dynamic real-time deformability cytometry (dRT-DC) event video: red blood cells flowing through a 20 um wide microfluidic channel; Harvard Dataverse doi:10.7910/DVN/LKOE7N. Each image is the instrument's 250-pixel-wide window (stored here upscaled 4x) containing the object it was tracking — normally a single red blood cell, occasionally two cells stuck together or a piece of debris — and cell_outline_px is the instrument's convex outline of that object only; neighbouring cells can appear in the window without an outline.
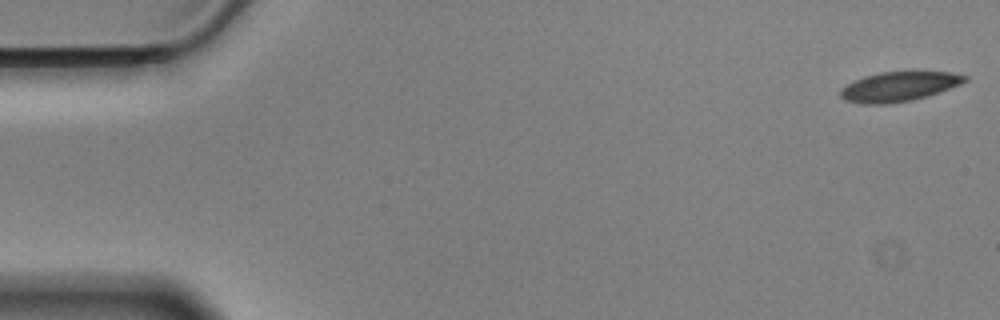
{"species": "Egyptian fruit bat (a non-hibernating species)", "species_latin": "Rousettus aegyptiacus", "temperature_condition": "cold", "stored_images_in_passage": 52, "camera_frame_rate_fps": 3000, "um_per_image_px": 0.085, "animal": {"sex": "male"}, "frame": {"image": 1, "passage_image": 1, "time_ms": 0.0, "image_size_px": [1000, 320], "cell_outline_px": [[968, 80], [960, 84], [928, 96], [912, 100], [888, 104], [860, 104], [844, 100], [840, 96], [840, 92], [848, 84], [864, 76], [880, 72], [948, 72], [968, 76]], "centroid_in_image_um": [76.41, 7.37], "position_along_channel_um": 8.6, "area_um2": 21.27}}
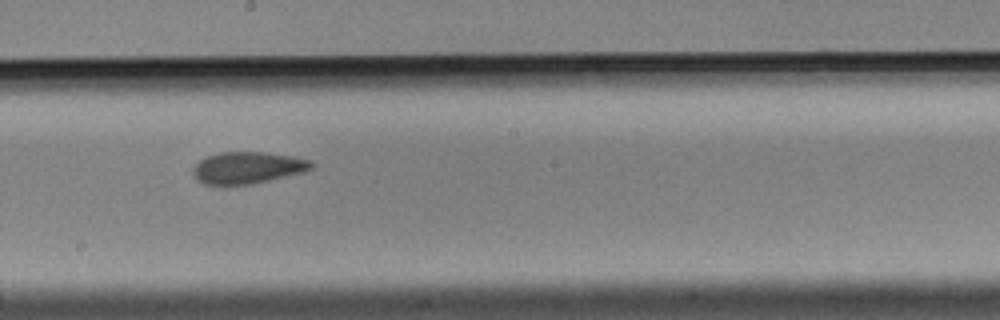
{"frame": {"image": 2, "passage_image": 31, "time_ms": 10.0, "image_size_px": [1000, 320], "cell_outline_px": [[312, 168], [304, 172], [252, 184], [204, 184], [196, 180], [192, 176], [192, 168], [200, 160], [208, 156], [220, 152], [264, 152], [292, 156], [312, 160]], "centroid_in_image_um": [21.03, 14.25], "position_along_channel_um": 227.2, "area_um2": 21.91}}
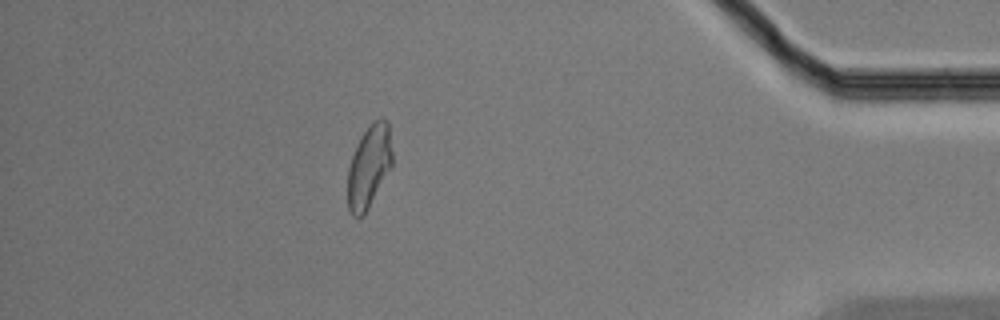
{"frame": {"image": 3, "passage_image": 50, "time_ms": 16.333, "image_size_px": [1000, 320], "cell_outline_px": [[392, 168], [364, 216], [352, 216], [348, 208], [348, 168], [356, 144], [364, 132], [376, 120], [388, 120], [392, 152]], "centroid_in_image_um": [31.38, 14.2], "position_along_channel_um": 403.8, "area_um2": 21.44}, "authors_computed_cell_mechanics": {"area_um2": 22.2819, "velocity_mm_per_s": 3.5045, "shape_relaxation_time_tau1_ms": 6.1272, "shape_relaxation_time_tau2_ms": 3.0636, "deformation_change_tau1": 0.1417, "deformation_change_tau2": 0.0693}}